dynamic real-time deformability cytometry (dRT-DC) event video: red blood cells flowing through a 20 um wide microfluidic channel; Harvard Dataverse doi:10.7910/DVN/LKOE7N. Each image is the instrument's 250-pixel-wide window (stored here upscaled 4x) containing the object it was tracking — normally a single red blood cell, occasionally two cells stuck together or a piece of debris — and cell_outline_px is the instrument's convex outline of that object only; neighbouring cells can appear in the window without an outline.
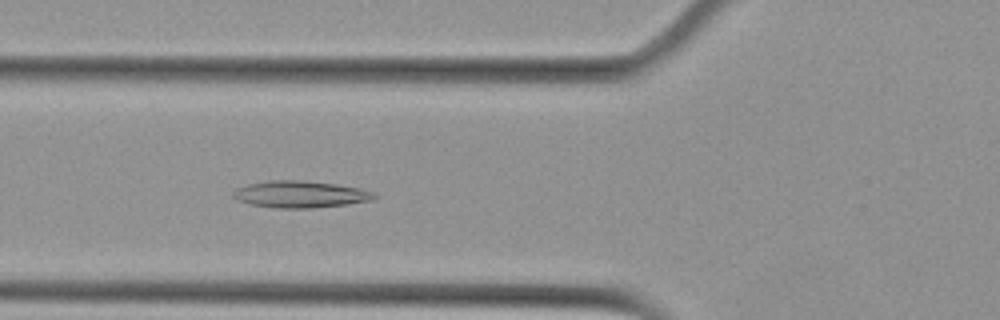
{"species": "Egyptian fruit bat (a non-hibernating species)", "species_latin": "Rousettus aegyptiacus", "temperature_condition": "cold", "stored_images_in_passage": 7, "camera_frame_rate_fps": 3000, "um_per_image_px": 0.085, "animal": {"sex": "female"}, "frame": {"image": 1, "passage_image": 6, "time_ms": 1.667, "image_size_px": [1000, 320], "cell_outline_px": [[376, 196], [372, 200], [348, 204], [312, 208], [276, 208], [248, 204], [236, 200], [232, 196], [232, 192], [236, 188], [248, 184], [268, 180], [300, 180], [336, 184], [360, 188], [372, 192]], "centroid_in_image_um": [25.46, 16.52], "position_along_channel_um": 100.3, "area_um2": 22.14}}
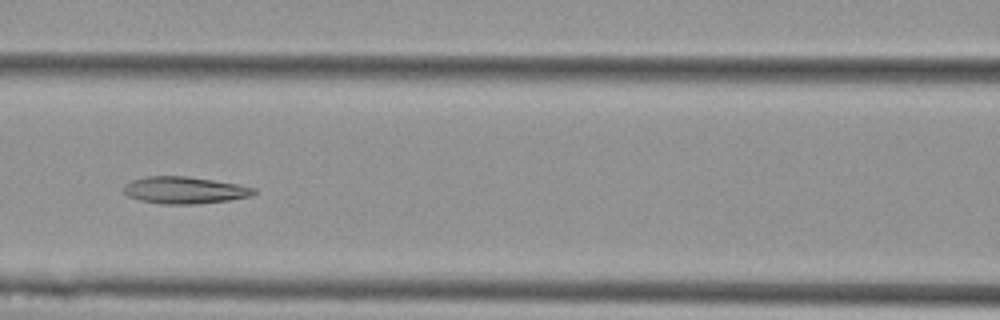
{"frame": {"image": 2, "passage_image": 7, "time_ms": 2.0, "image_size_px": [1000, 320], "cell_outline_px": [[256, 192], [252, 196], [232, 200], [192, 204], [160, 204], [140, 200], [128, 196], [124, 192], [124, 184], [132, 180], [148, 176], [188, 176], [240, 184], [256, 188]], "centroid_in_image_um": [15.72, 16.16], "position_along_channel_um": 150.9, "area_um2": 20.63}}